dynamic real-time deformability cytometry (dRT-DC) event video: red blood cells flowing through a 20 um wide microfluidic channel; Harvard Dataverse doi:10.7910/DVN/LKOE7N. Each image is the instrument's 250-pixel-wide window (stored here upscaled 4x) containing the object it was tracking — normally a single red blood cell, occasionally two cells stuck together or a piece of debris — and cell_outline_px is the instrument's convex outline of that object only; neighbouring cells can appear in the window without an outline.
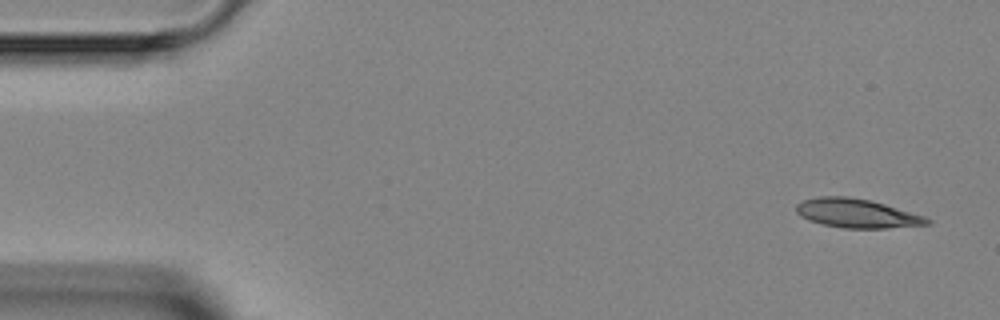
{"species": "Egyptian fruit bat (a non-hibernating species)", "species_latin": "Rousettus aegyptiacus", "temperature_condition": "room temperature", "stored_images_in_passage": 3, "camera_frame_rate_fps": 3000, "um_per_image_px": 0.085, "animal": {"sex": "female"}, "frame": {"image": 1, "passage_image": 1, "time_ms": 0.0, "image_size_px": [1000, 320], "cell_outline_px": [[932, 224], [884, 228], [844, 228], [824, 224], [808, 220], [800, 216], [796, 212], [796, 204], [804, 200], [820, 196], [848, 196], [872, 200], [924, 216], [932, 220]], "centroid_in_image_um": [72.84, 18.12], "position_along_channel_um": 12.2, "area_um2": 22.08}}